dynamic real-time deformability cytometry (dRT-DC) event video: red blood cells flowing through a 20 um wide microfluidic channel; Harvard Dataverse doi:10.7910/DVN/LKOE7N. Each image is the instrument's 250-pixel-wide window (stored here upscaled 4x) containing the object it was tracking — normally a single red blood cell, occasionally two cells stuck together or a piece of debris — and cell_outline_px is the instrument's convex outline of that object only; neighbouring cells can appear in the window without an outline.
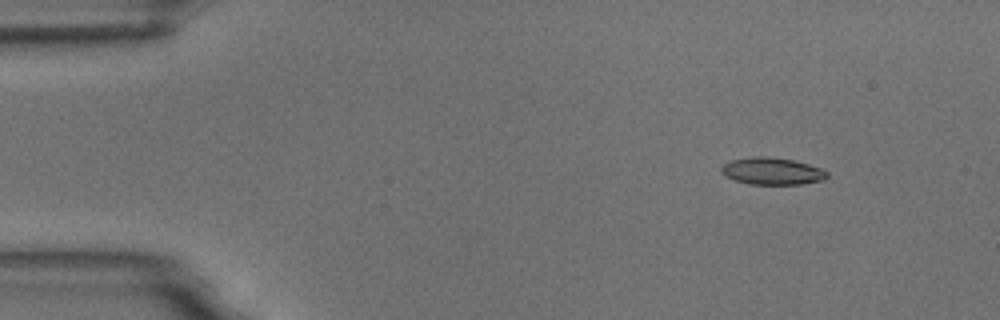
{"species": "common noctule bat (a hibernating species)", "species_latin": "Nyctalus noctula", "temperature_condition": "room temperature", "stored_images_in_passage": 6, "camera_frame_rate_fps": 3000, "um_per_image_px": 0.085, "animal": {"sex": "male", "body_mass_g": 18.8}, "frame": {"image": 1, "passage_image": 2, "time_ms": 1.333, "image_size_px": [1000, 320], "cell_outline_px": [[828, 176], [824, 180], [800, 184], [748, 184], [724, 176], [720, 172], [720, 168], [724, 164], [732, 160], [752, 156], [768, 156], [792, 160], [808, 164], [820, 168], [828, 172]], "centroid_in_image_um": [65.61, 14.54], "position_along_channel_um": 19.4, "area_um2": 16.7}}
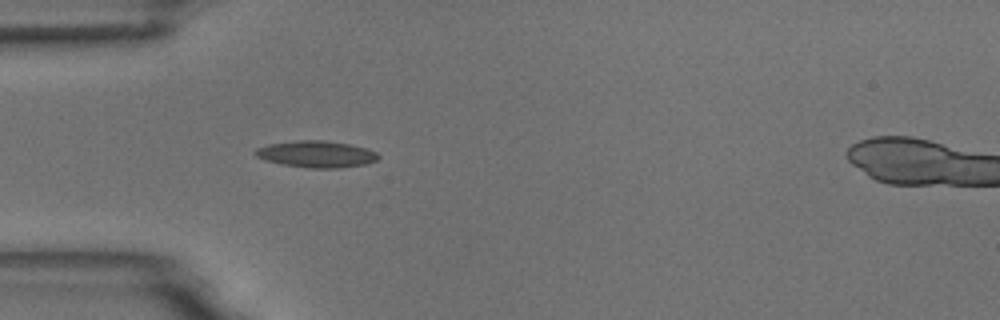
{"frame": {"image": 2, "passage_image": 5, "time_ms": 4.667, "image_size_px": [1000, 320], "cell_outline_px": [[380, 156], [376, 160], [368, 164], [340, 168], [308, 168], [284, 164], [264, 160], [256, 156], [252, 152], [256, 148], [268, 144], [300, 140], [324, 140], [348, 144], [364, 148], [376, 152]], "centroid_in_image_um": [26.87, 13.1], "position_along_channel_um": 58.1, "area_um2": 19.07}}